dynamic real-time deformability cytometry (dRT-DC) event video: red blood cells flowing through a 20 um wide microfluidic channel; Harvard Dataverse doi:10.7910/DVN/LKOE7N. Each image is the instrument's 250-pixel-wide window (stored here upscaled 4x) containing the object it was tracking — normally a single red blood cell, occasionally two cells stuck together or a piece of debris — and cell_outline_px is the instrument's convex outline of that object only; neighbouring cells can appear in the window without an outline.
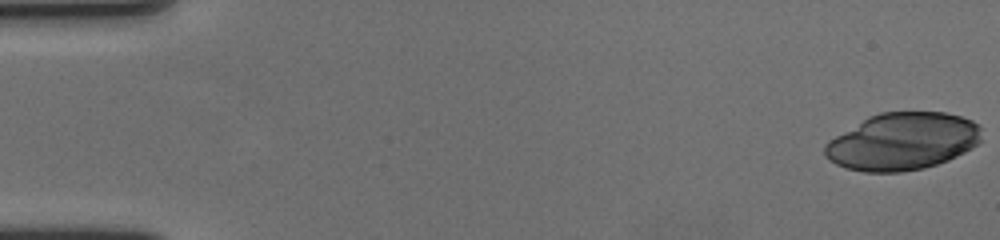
{"species": "human", "species_latin": "Homo sapiens", "temperature_condition": "cold", "stored_images_in_passage": 59, "camera_frame_rate_fps": 3000, "um_per_image_px": 0.085, "donor": {"sex": "female"}, "frame": {"image": 1, "passage_image": 1, "time_ms": 0.0, "image_size_px": [1000, 240], "cell_outline_px": [[980, 140], [972, 148], [948, 160], [924, 168], [900, 172], [864, 172], [844, 168], [828, 160], [824, 156], [824, 144], [828, 140], [868, 116], [880, 112], [944, 112], [960, 116], [972, 120], [980, 128]], "centroid_in_image_um": [76.66, 12.03], "position_along_channel_um": 8.3, "area_um2": 52.42}}
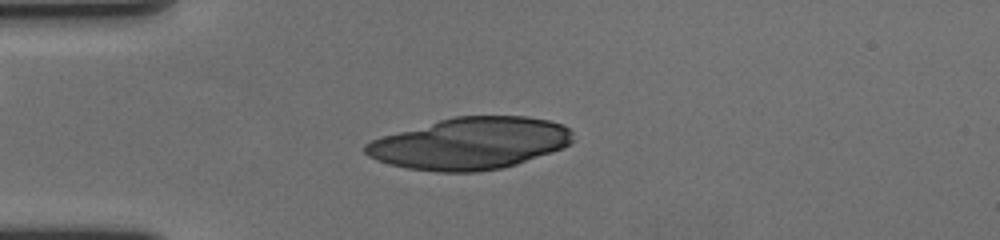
{"frame": {"image": 2, "passage_image": 17, "time_ms": 5.333, "image_size_px": [1000, 240], "cell_outline_px": [[572, 140], [564, 148], [504, 168], [476, 172], [436, 172], [408, 168], [388, 164], [376, 160], [368, 156], [364, 152], [364, 144], [372, 140], [384, 136], [440, 120], [456, 116], [528, 116], [548, 120], [564, 124], [572, 132]], "centroid_in_image_um": [39.98, 12.2], "position_along_channel_um": 45.0, "area_um2": 62.42}}